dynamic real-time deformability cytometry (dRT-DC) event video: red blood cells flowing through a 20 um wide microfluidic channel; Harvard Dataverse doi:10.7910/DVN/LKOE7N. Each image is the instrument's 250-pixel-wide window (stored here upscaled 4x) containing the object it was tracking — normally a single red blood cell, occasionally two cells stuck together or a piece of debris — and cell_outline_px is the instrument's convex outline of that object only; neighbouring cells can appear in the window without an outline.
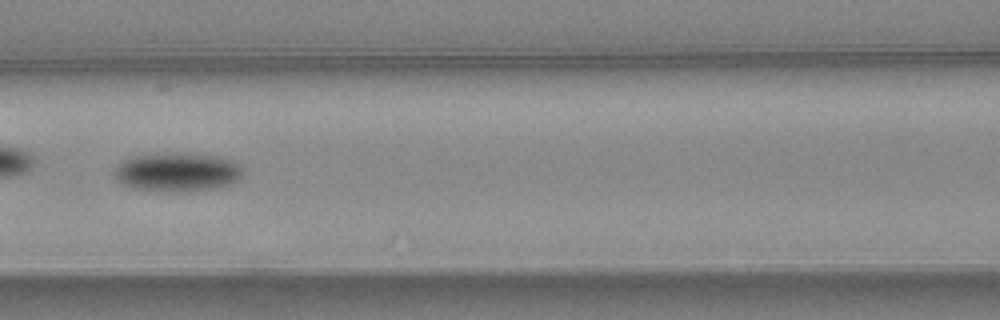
{"species": "common noctule bat (a hibernating species)", "species_latin": "Nyctalus noctula", "temperature_condition": "warm", "stored_images_in_passage": 56, "camera_frame_rate_fps": 3000, "um_per_image_px": 0.085, "animal": {"sex": "female", "body_mass_g": 24.6, "forearm_length_mm": 56.2}, "frame": {"image": 1, "passage_image": 25, "time_ms": 8.0, "image_size_px": [1000, 320], "cell_outline_px": [[244, 176], [228, 184], [212, 188], [168, 192], [136, 188], [124, 184], [116, 180], [116, 168], [124, 160], [132, 156], [176, 152], [180, 152], [220, 156], [236, 160], [244, 168]], "centroid_in_image_um": [15.15, 14.59], "position_along_channel_um": 151.5, "area_um2": 29.07}}
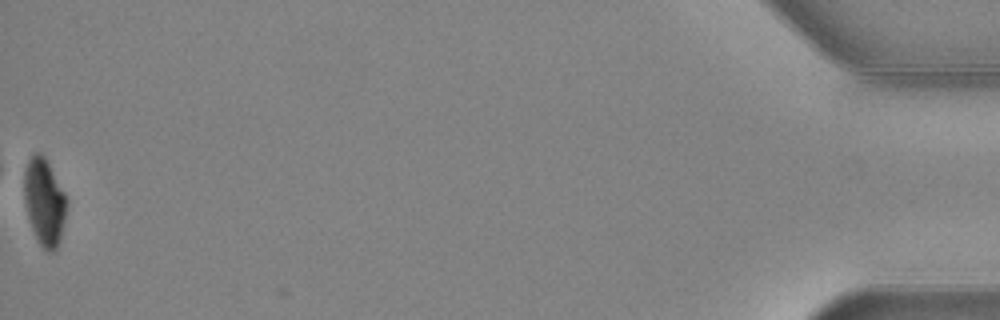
{"frame": {"image": 2, "passage_image": 56, "time_ms": 18.333, "image_size_px": [1000, 320], "cell_outline_px": [[68, 204], [60, 240], [56, 248], [52, 252], [48, 252], [40, 244], [32, 228], [28, 216], [24, 200], [24, 172], [28, 160], [36, 152], [40, 152], [44, 156], [64, 192], [68, 200]], "centroid_in_image_um": [3.78, 17.16], "position_along_channel_um": 431.4, "area_um2": 21.33}, "authors_computed_cell_mechanics": {"area_um2": 25.4898, "velocity_mm_per_s": 3.7274, "shape_relaxation_time_tau1_ms": 3.0018, "shape_relaxation_time_tau2_ms": null, "deformation_change_tau1": 0.1301, "deformation_change_tau2": null}}